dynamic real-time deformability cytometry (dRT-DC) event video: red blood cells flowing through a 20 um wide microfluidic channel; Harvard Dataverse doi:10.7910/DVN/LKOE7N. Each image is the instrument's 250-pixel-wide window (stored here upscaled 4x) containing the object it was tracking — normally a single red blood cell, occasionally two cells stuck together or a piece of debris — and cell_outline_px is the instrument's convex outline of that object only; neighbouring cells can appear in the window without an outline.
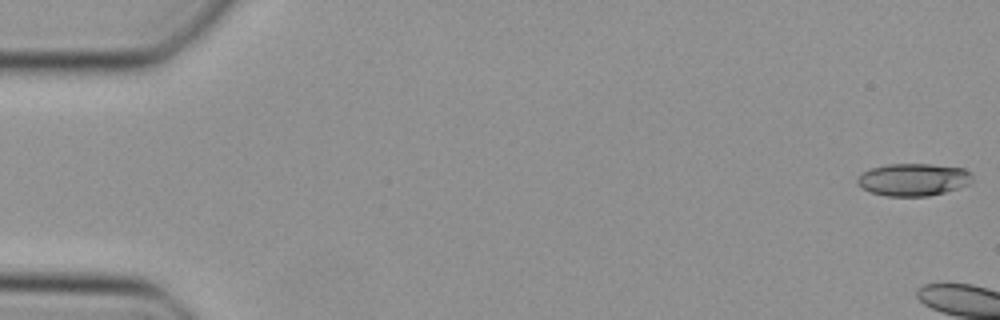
{"species": "Egyptian fruit bat (a non-hibernating species)", "species_latin": "Rousettus aegyptiacus", "temperature_condition": "cold", "stored_images_in_passage": 7, "camera_frame_rate_fps": 3000, "um_per_image_px": 0.085, "animal": {"sex": "female"}, "frame": {"image": 1, "passage_image": 1, "time_ms": 0.0, "image_size_px": [1000, 320], "cell_outline_px": [[972, 180], [968, 184], [944, 192], [928, 196], [888, 196], [868, 192], [860, 188], [856, 184], [856, 180], [864, 172], [872, 168], [888, 164], [928, 164], [964, 168], [972, 176]], "centroid_in_image_um": [77.58, 15.27], "position_along_channel_um": 7.4, "area_um2": 21.62}}